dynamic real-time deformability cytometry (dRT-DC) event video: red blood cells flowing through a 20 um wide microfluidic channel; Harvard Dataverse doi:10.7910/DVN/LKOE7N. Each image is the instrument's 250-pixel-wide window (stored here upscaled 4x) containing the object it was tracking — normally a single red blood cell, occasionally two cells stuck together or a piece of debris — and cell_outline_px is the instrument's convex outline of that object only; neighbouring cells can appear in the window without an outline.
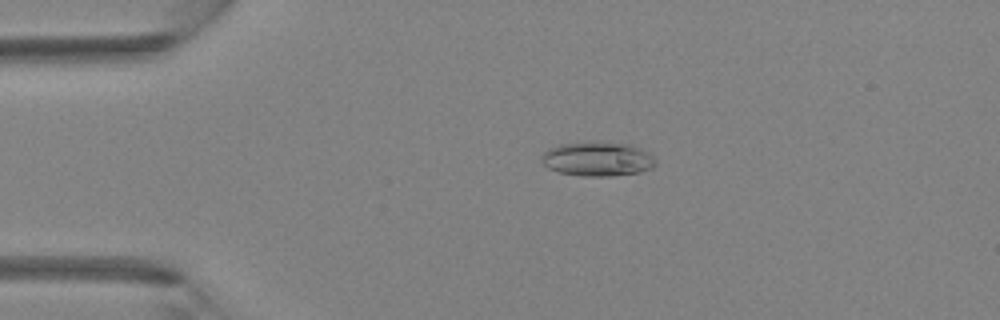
{"species": "Egyptian fruit bat (a non-hibernating species)", "species_latin": "Rousettus aegyptiacus", "temperature_condition": "room temperature", "stored_images_in_passage": 1, "camera_frame_rate_fps": 3000, "um_per_image_px": 0.085, "animal": {"sex": "female"}, "frame": {"image": 1, "passage_image": 1, "time_ms": 0.0, "image_size_px": [1000, 320], "cell_outline_px": [[656, 164], [652, 168], [640, 172], [612, 176], [580, 176], [560, 172], [548, 168], [540, 160], [540, 156], [548, 148], [560, 144], [596, 140], [632, 144], [648, 152], [656, 160]], "centroid_in_image_um": [50.79, 13.49], "position_along_channel_um": 34.2, "area_um2": 23.35}}